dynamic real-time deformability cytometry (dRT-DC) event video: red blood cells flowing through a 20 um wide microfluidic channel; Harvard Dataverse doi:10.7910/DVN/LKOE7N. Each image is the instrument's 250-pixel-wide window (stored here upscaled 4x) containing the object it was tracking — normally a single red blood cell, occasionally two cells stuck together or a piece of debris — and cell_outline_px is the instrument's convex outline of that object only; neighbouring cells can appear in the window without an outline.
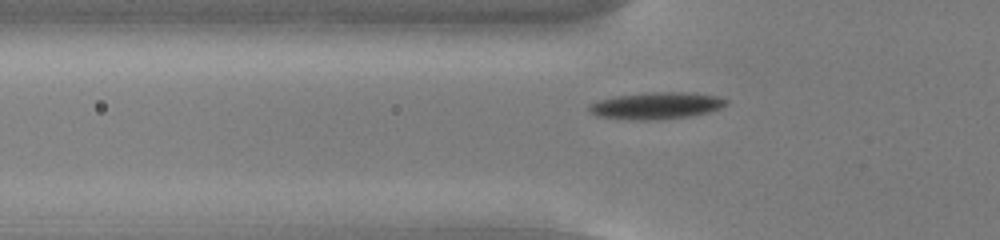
{"species": "common noctule bat (a hibernating species)", "species_latin": "Nyctalus noctula", "temperature_condition": "cold", "stored_images_in_passage": 52, "camera_frame_rate_fps": 3000, "um_per_image_px": 0.085, "animal": {"sex": "male", "body_mass_g": 13.0, "forearm_length_mm": 53.1}, "frame": {"image": 1, "passage_image": 16, "time_ms": 5.0, "image_size_px": [1000, 240], "cell_outline_px": [[728, 104], [720, 108], [708, 112], [692, 116], [660, 120], [628, 120], [596, 116], [588, 108], [588, 104], [600, 100], [616, 96], [648, 92], [692, 92], [716, 96], [728, 100]], "centroid_in_image_um": [55.8, 8.99], "position_along_channel_um": 70.0, "area_um2": 21.68}}
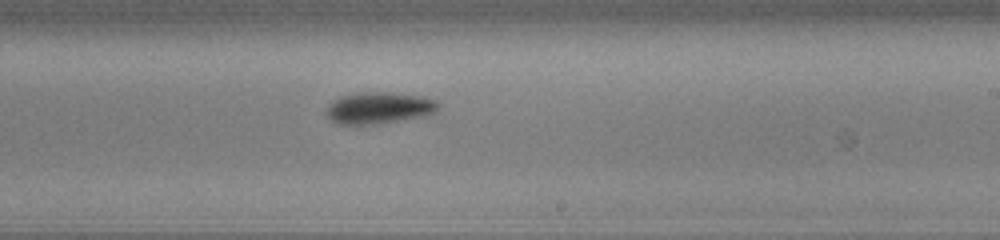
{"frame": {"image": 2, "passage_image": 31, "time_ms": 10.0, "image_size_px": [1000, 240], "cell_outline_px": [[440, 104], [436, 112], [424, 116], [384, 124], [336, 124], [324, 112], [328, 104], [332, 100], [340, 96], [364, 92], [388, 92], [420, 96], [436, 100]], "centroid_in_image_um": [32.2, 9.18], "position_along_channel_um": 256.8, "area_um2": 20.92}}
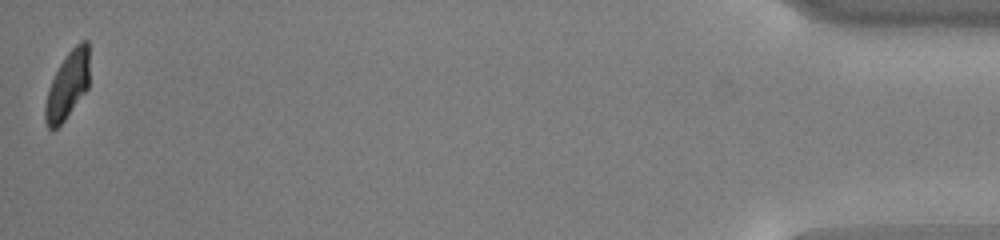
{"frame": {"image": 3, "passage_image": 52, "time_ms": 17.0, "image_size_px": [1000, 240], "cell_outline_px": [[88, 88], [64, 120], [56, 128], [48, 128], [44, 120], [44, 108], [48, 88], [60, 64], [68, 52], [76, 44], [84, 40], [88, 40]], "centroid_in_image_um": [5.72, 7.25], "position_along_channel_um": 429.5, "area_um2": 17.05}, "authors_computed_cell_mechanics": {"area_um2": 19.1607, "velocity_mm_per_s": 3.7617, "shape_relaxation_time_tau1_ms": 1.8341, "shape_relaxation_time_tau2_ms": 10.7799, "deformation_change_tau1": 0.1175, "deformation_change_tau2": 0.171}}